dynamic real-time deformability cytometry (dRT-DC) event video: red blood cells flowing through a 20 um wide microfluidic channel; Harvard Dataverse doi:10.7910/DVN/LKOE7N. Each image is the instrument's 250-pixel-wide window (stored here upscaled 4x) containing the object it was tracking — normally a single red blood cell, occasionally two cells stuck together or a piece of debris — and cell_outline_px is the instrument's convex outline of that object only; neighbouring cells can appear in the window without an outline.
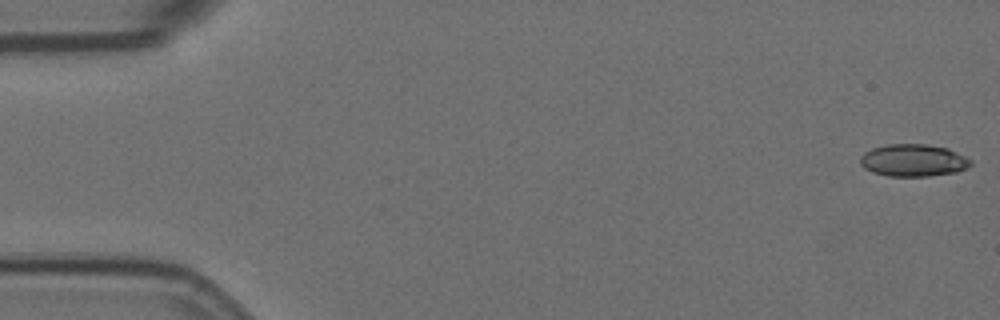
{"species": "Egyptian fruit bat (a non-hibernating species)", "species_latin": "Rousettus aegyptiacus", "temperature_condition": "room temperature", "stored_images_in_passage": 52, "camera_frame_rate_fps": 3000, "um_per_image_px": 0.085, "animal": {"sex": "female"}, "frame": {"image": 1, "passage_image": 1, "time_ms": 0.0, "image_size_px": [1000, 320], "cell_outline_px": [[972, 164], [956, 172], [928, 176], [888, 176], [872, 172], [864, 168], [860, 164], [860, 156], [864, 152], [872, 148], [884, 144], [924, 144], [948, 148], [972, 160]], "centroid_in_image_um": [77.59, 13.62], "position_along_channel_um": 7.4, "area_um2": 20.81}}
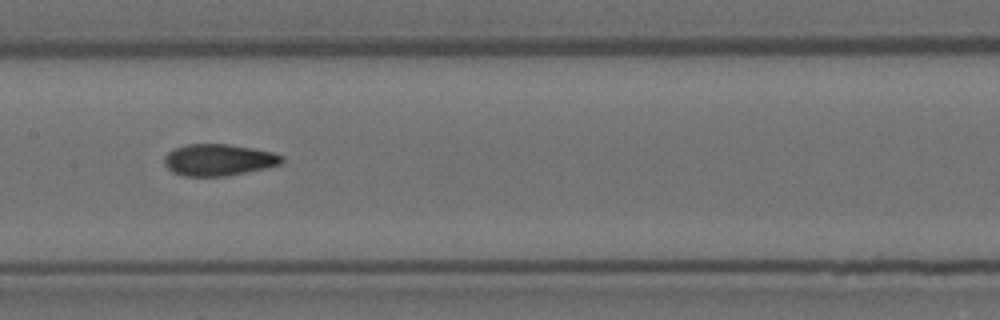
{"frame": {"image": 2, "passage_image": 28, "time_ms": 9.0, "image_size_px": [1000, 320], "cell_outline_px": [[284, 160], [280, 164], [264, 168], [224, 176], [184, 176], [172, 172], [164, 164], [164, 160], [168, 152], [184, 144], [228, 144], [252, 148], [272, 152], [284, 156]], "centroid_in_image_um": [18.56, 13.58], "position_along_channel_um": 188.8, "area_um2": 21.5}}
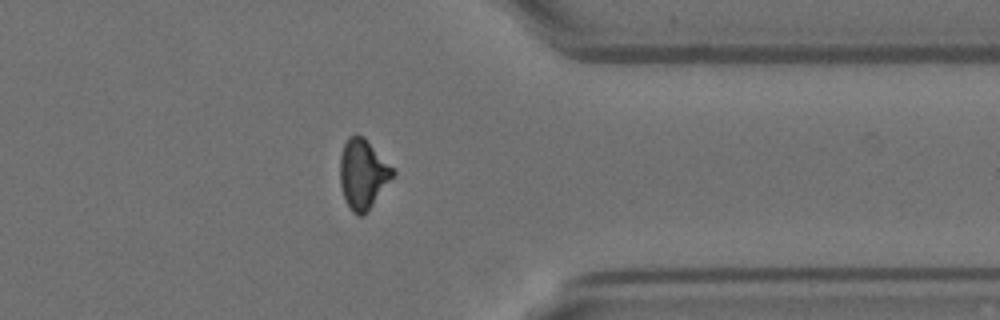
{"frame": {"image": 3, "passage_image": 45, "time_ms": 14.667, "image_size_px": [1000, 320], "cell_outline_px": [[396, 172], [372, 204], [360, 216], [356, 216], [352, 212], [344, 200], [340, 184], [340, 156], [344, 144], [348, 136], [356, 132], [364, 136], [396, 168]], "centroid_in_image_um": [30.84, 14.72], "position_along_channel_um": 380.6, "area_um2": 21.68}}